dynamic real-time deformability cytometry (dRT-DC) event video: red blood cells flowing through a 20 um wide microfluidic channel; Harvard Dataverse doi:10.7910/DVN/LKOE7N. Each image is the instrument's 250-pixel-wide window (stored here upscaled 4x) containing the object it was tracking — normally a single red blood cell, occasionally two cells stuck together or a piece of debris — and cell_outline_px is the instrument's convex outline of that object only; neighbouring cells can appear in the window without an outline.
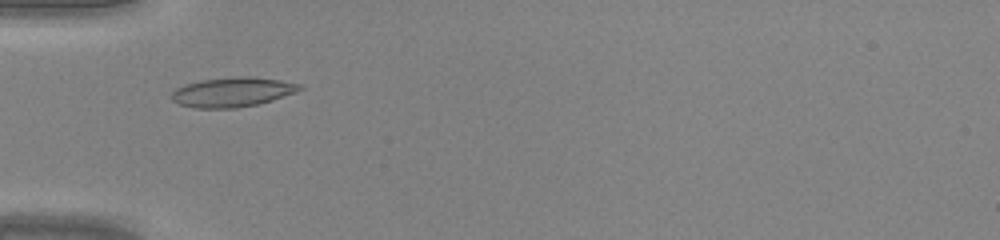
{"species": "common noctule bat (a hibernating species)", "species_latin": "Nyctalus noctula", "temperature_condition": "warm", "stored_images_in_passage": 40, "camera_frame_rate_fps": 3000, "um_per_image_px": 0.085, "animal": {"sex": "male", "body_mass_g": 20.0, "forearm_length_mm": 53.3}, "frame": {"image": 1, "passage_image": 10, "time_ms": 3.0, "image_size_px": [1000, 240], "cell_outline_px": [[304, 88], [296, 92], [272, 100], [256, 104], [236, 108], [196, 108], [180, 104], [172, 100], [172, 92], [176, 88], [184, 84], [200, 80], [240, 76], [252, 76], [280, 80], [300, 84]], "centroid_in_image_um": [19.76, 7.82], "position_along_channel_um": 65.2, "area_um2": 22.02}}
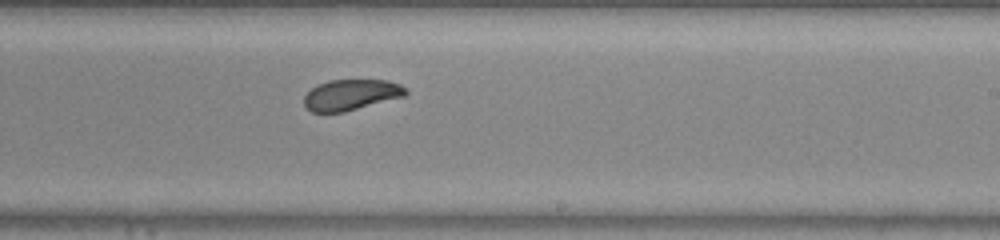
{"frame": {"image": 2, "passage_image": 23, "time_ms": 7.333, "image_size_px": [1000, 240], "cell_outline_px": [[408, 92], [404, 96], [344, 112], [312, 112], [304, 104], [304, 96], [312, 88], [328, 80], [388, 80], [400, 84], [408, 88]], "centroid_in_image_um": [29.87, 8.05], "position_along_channel_um": 259.1, "area_um2": 18.15}}
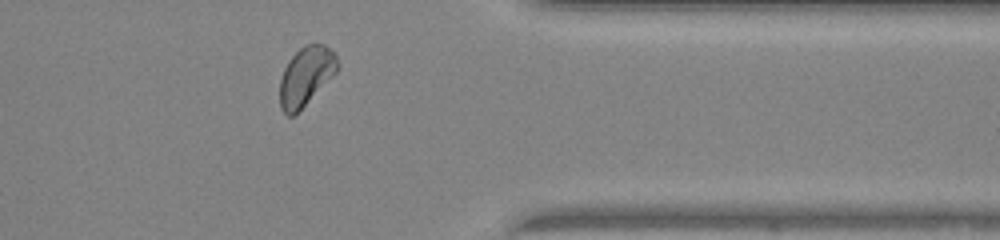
{"frame": {"image": 3, "passage_image": 32, "time_ms": 10.333, "image_size_px": [1000, 240], "cell_outline_px": [[340, 64], [336, 72], [292, 116], [288, 116], [280, 108], [280, 80], [284, 68], [288, 60], [304, 44], [316, 40], [324, 44], [336, 56]], "centroid_in_image_um": [26.0, 6.39], "position_along_channel_um": 385.4, "area_um2": 19.54}}